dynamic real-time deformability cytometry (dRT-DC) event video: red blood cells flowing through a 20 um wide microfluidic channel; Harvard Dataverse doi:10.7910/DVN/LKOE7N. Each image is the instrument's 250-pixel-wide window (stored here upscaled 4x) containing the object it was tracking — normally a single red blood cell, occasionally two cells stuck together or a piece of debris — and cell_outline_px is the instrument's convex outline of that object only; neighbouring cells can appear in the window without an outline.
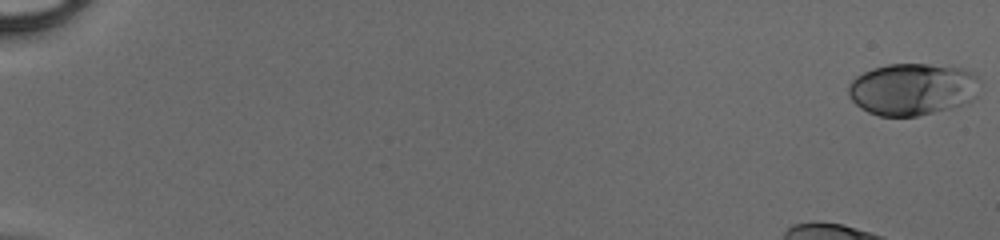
{"species": "human", "species_latin": "Homo sapiens", "temperature_condition": "cold", "stored_images_in_passage": 43, "camera_frame_rate_fps": 3000, "um_per_image_px": 0.085, "donor": {"sex": "male"}, "frame": {"image": 1, "passage_image": 1, "time_ms": 0.0, "image_size_px": [1000, 240], "cell_outline_px": [[980, 80], [976, 96], [968, 104], [952, 108], [916, 116], [880, 116], [868, 112], [860, 108], [848, 96], [848, 84], [856, 76], [872, 68], [888, 64], [928, 64], [964, 68], [976, 72]], "centroid_in_image_um": [77.59, 7.58], "position_along_channel_um": 7.4, "area_um2": 40.46}}